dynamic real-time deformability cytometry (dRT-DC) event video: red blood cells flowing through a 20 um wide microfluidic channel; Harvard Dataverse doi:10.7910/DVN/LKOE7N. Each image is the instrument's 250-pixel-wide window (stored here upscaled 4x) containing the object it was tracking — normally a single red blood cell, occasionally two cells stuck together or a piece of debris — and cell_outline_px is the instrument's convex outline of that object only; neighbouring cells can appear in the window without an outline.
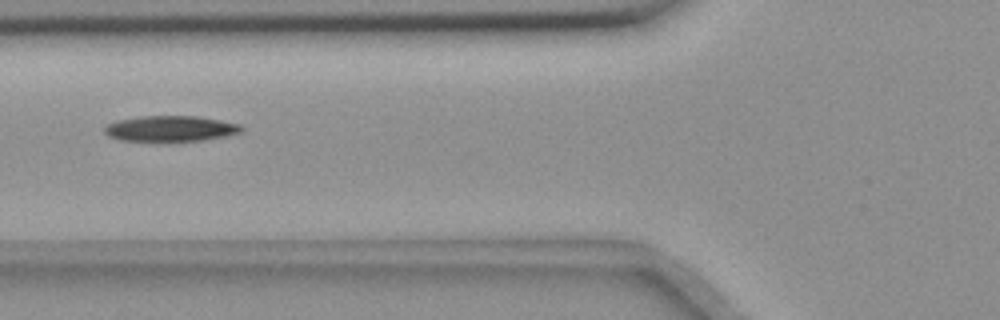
{"species": "common noctule bat (a hibernating species)", "species_latin": "Nyctalus noctula", "temperature_condition": "room temperature", "stored_images_in_passage": 40, "camera_frame_rate_fps": 3000, "um_per_image_px": 0.085, "animal": {"sex": "female", "body_mass_g": 18.4}, "frame": {"image": 1, "passage_image": 9, "time_ms": 2.667, "image_size_px": [1000, 320], "cell_outline_px": [[244, 128], [240, 132], [224, 136], [200, 140], [120, 140], [108, 136], [104, 132], [104, 128], [108, 124], [116, 120], [140, 116], [196, 116], [220, 120], [240, 124]], "centroid_in_image_um": [14.47, 10.91], "position_along_channel_um": 111.3, "area_um2": 20.11}}
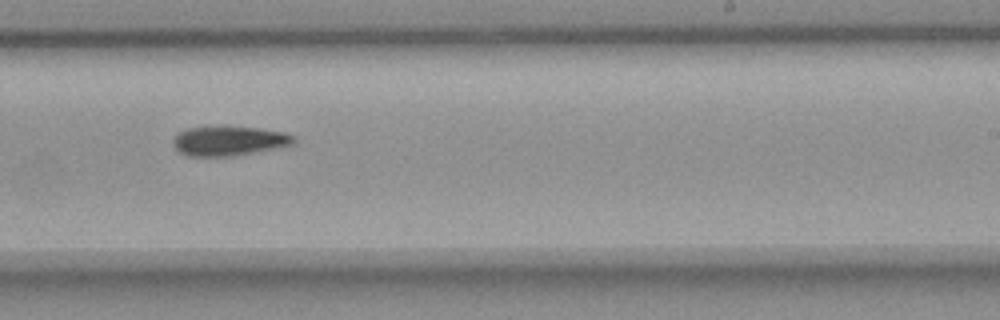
{"frame": {"image": 2, "passage_image": 22, "time_ms": 7.0, "image_size_px": [1000, 320], "cell_outline_px": [[296, 140], [292, 144], [232, 156], [188, 156], [180, 152], [172, 144], [172, 140], [180, 132], [188, 128], [216, 124], [260, 128], [284, 132], [296, 136]], "centroid_in_image_um": [19.43, 11.93], "position_along_channel_um": 269.6, "area_um2": 21.1}}
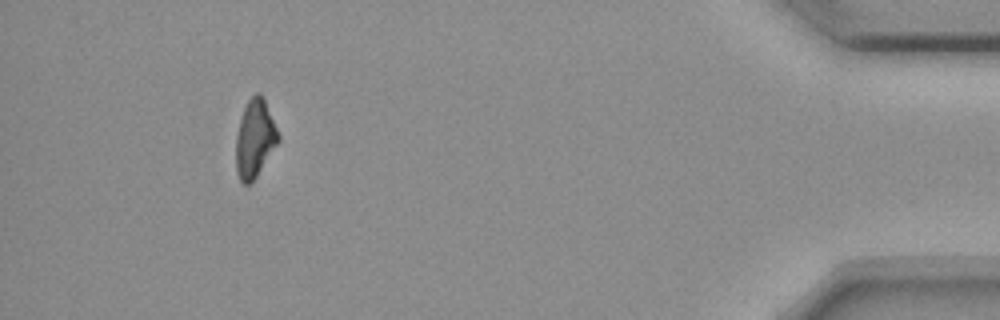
{"frame": {"image": 3, "passage_image": 39, "time_ms": 12.667, "image_size_px": [1000, 320], "cell_outline_px": [[280, 140], [256, 176], [248, 184], [244, 184], [240, 180], [236, 172], [236, 136], [240, 116], [248, 100], [256, 92], [260, 92], [264, 96], [280, 136]], "centroid_in_image_um": [21.66, 11.73], "position_along_channel_um": 413.5, "area_um2": 19.25}}